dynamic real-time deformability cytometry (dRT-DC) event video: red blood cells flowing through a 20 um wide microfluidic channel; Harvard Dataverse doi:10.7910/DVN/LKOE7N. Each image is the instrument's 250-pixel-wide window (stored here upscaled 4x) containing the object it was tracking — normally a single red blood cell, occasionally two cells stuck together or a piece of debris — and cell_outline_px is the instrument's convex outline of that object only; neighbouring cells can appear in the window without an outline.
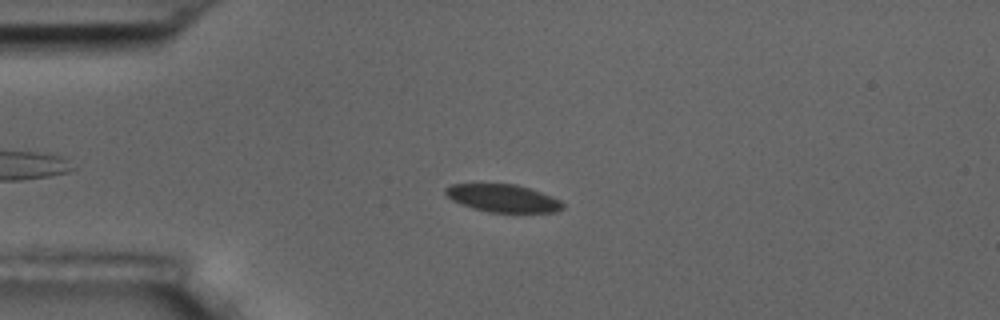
{"species": "common noctule bat (a hibernating species)", "species_latin": "Nyctalus noctula", "temperature_condition": "room temperature", "stored_images_in_passage": 5, "camera_frame_rate_fps": 3000, "um_per_image_px": 0.085, "animal": {"sex": "male", "body_mass_g": 17.5, "forearm_length_mm": 52.3}, "frame": {"image": 1, "passage_image": 3, "time_ms": 2.333, "image_size_px": [1000, 320], "cell_outline_px": [[564, 208], [556, 212], [488, 212], [472, 208], [460, 204], [452, 200], [444, 192], [444, 188], [452, 184], [516, 184], [552, 196], [560, 200], [564, 204]], "centroid_in_image_um": [42.74, 16.85], "position_along_channel_um": 42.3, "area_um2": 18.9}}